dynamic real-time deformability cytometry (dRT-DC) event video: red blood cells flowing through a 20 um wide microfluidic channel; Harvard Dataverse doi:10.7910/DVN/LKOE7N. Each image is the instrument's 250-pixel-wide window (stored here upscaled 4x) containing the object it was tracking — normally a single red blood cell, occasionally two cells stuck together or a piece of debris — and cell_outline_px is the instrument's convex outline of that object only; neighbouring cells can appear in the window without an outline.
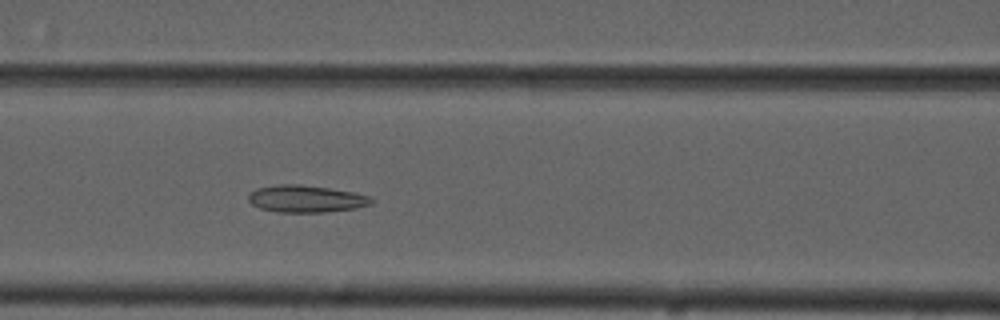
{"species": "common noctule bat (a hibernating species)", "species_latin": "Nyctalus noctula", "temperature_condition": "cold", "stored_images_in_passage": 49, "camera_frame_rate_fps": 3000, "um_per_image_px": 0.085, "animal": {"sex": "male", "forearm_length_mm": 52.5}, "frame": {"image": 1, "passage_image": 18, "time_ms": 5.667, "image_size_px": [1000, 320], "cell_outline_px": [[372, 204], [356, 208], [324, 212], [280, 212], [260, 208], [252, 204], [248, 200], [248, 196], [256, 188], [280, 184], [300, 184], [328, 188], [352, 192], [368, 196], [372, 200]], "centroid_in_image_um": [25.99, 16.9], "position_along_channel_um": 140.6, "area_um2": 19.19}}
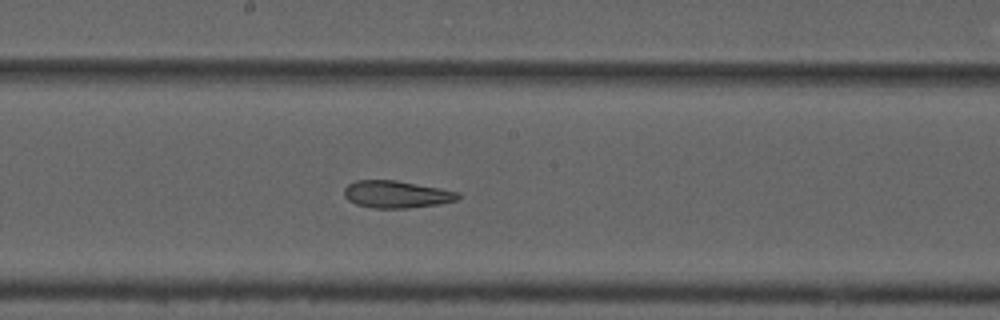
{"frame": {"image": 2, "passage_image": 24, "time_ms": 7.667, "image_size_px": [1000, 320], "cell_outline_px": [[460, 196], [456, 200], [440, 204], [408, 208], [372, 208], [356, 204], [348, 200], [344, 196], [344, 188], [348, 184], [356, 180], [396, 180], [440, 188], [460, 192]], "centroid_in_image_um": [33.69, 16.52], "position_along_channel_um": 214.5, "area_um2": 18.15}}
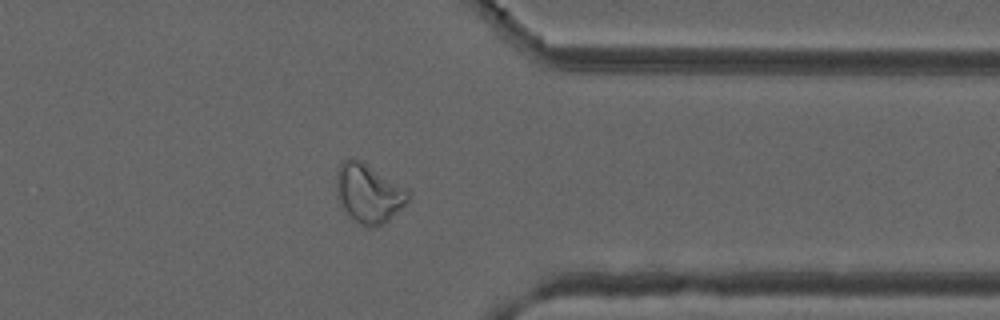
{"frame": {"image": 3, "passage_image": 38, "time_ms": 12.333, "image_size_px": [1000, 320], "cell_outline_px": [[408, 200], [384, 224], [372, 228], [364, 228], [356, 224], [344, 212], [336, 196], [336, 172], [340, 164], [344, 160], [364, 160], [408, 188]], "centroid_in_image_um": [31.3, 16.44], "position_along_channel_um": 380.1, "area_um2": 25.32}, "authors_computed_cell_mechanics": {"area_um2": 22.542, "velocity_mm_per_s": 3.7003, "shape_relaxation_time_tau1_ms": null, "shape_relaxation_time_tau2_ms": 3.2642, "deformation_change_tau1": null, "deformation_change_tau2": 0.1173}}